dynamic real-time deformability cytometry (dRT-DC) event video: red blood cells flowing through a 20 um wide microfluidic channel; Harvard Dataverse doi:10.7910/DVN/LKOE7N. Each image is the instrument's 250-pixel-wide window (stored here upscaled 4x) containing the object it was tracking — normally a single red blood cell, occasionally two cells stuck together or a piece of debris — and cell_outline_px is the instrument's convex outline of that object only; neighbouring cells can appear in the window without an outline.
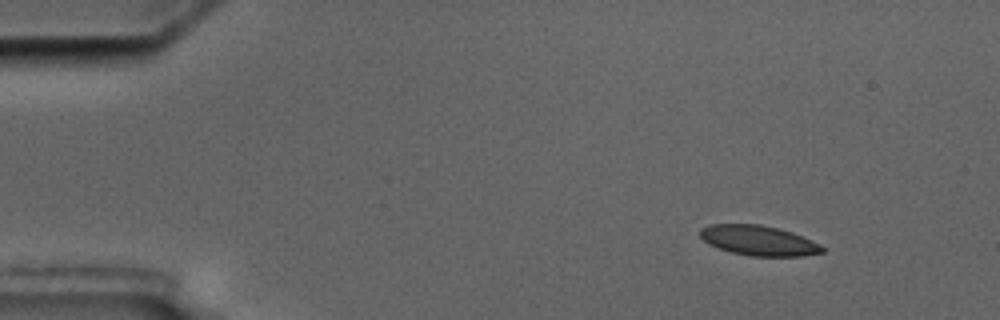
{"species": "common noctule bat (a hibernating species)", "species_latin": "Nyctalus noctula", "temperature_condition": "cold", "stored_images_in_passage": 4, "segment_of_instrument_passage": [1, 2], "camera_frame_rate_fps": 3000, "um_per_image_px": 0.085, "animal": {"sex": "male", "body_mass_g": 17.5, "forearm_length_mm": 52.3}, "frame": {"image": 1, "passage_image": 1, "time_ms": 0.0, "image_size_px": [1000, 320], "cell_outline_px": [[824, 252], [804, 256], [752, 256], [732, 252], [708, 244], [700, 236], [700, 228], [708, 224], [760, 224], [792, 232], [812, 240], [824, 248]], "centroid_in_image_um": [64.47, 20.44], "position_along_channel_um": 20.5, "area_um2": 21.27}}